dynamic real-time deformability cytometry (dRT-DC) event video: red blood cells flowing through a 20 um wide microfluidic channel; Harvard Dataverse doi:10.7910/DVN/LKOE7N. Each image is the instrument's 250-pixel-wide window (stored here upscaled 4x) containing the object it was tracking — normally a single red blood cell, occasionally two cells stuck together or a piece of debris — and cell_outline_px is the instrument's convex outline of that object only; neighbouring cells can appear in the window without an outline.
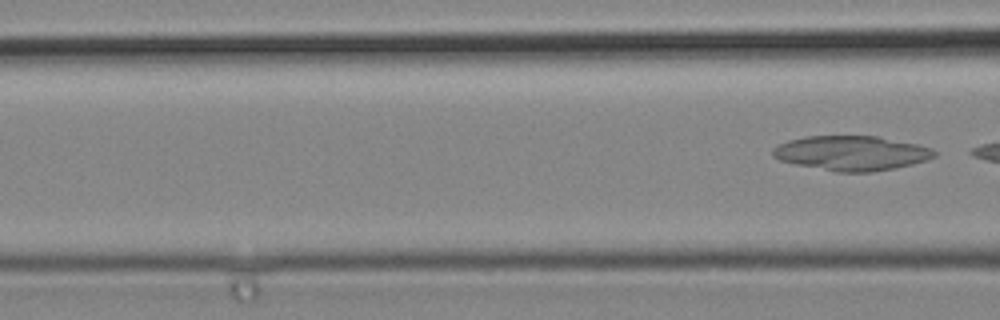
{"species": "common noctule bat (a hibernating species)", "species_latin": "Nyctalus noctula", "temperature_condition": "cold", "stored_images_in_passage": 7, "segment_of_instrument_passage": [2, 2], "camera_frame_rate_fps": 3000, "um_per_image_px": 0.085, "animal": {"sex": "male", "body_mass_g": 19.2, "forearm_length_mm": 51.8}, "frame": {"image": 1, "passage_image": 7, "time_ms": 2.0, "image_size_px": [1000, 320], "cell_outline_px": [[936, 156], [928, 160], [896, 168], [872, 172], [836, 172], [796, 164], [780, 160], [772, 156], [772, 148], [776, 144], [788, 140], [804, 136], [876, 136], [916, 144], [932, 148], [936, 152]], "centroid_in_image_um": [72.35, 13.01], "position_along_channel_um": 94.2, "area_um2": 32.77}}